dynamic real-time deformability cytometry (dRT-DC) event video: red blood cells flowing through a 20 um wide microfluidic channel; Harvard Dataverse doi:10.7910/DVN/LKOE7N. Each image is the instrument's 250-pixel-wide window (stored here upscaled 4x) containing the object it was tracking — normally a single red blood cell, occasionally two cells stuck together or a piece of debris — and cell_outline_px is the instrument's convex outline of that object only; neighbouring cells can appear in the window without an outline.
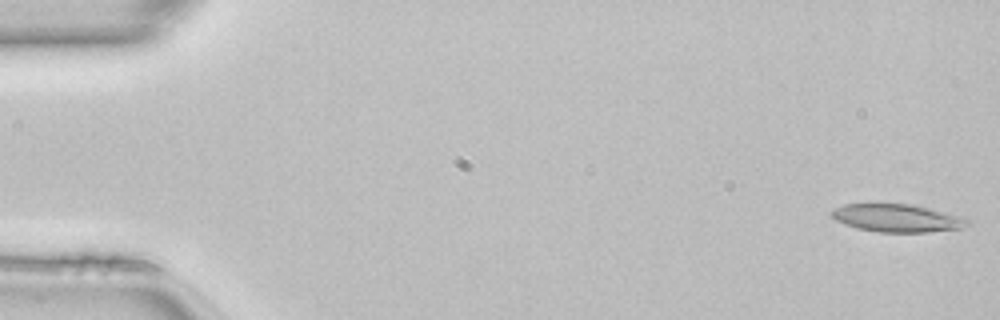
{"species": "common noctule bat (a hibernating species)", "species_latin": "Nyctalus noctula", "temperature_condition": "room temperature", "stored_images_in_passage": 49, "camera_frame_rate_fps": 3000, "um_per_image_px": 0.085, "animal": {"sex": "female", "body_mass_g": 22.7, "forearm_length_mm": 54.2}, "frame": {"image": 1, "passage_image": 1, "time_ms": 0.0, "image_size_px": [1000, 320], "cell_outline_px": [[972, 224], [960, 228], [928, 232], [880, 232], [860, 228], [844, 224], [836, 220], [832, 216], [832, 212], [836, 208], [844, 204], [868, 200], [912, 204], [932, 208], [960, 216], [968, 220]], "centroid_in_image_um": [76.22, 18.47], "position_along_channel_um": 8.8, "area_um2": 22.83}}
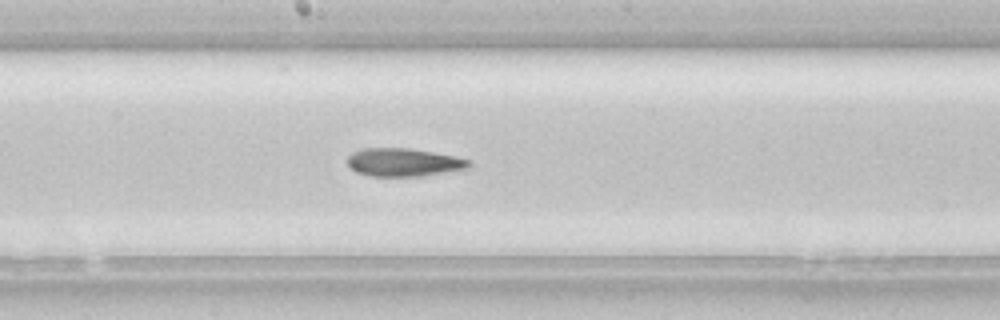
{"frame": {"image": 2, "passage_image": 26, "time_ms": 8.333, "image_size_px": [1000, 320], "cell_outline_px": [[472, 164], [468, 168], [420, 176], [372, 176], [356, 172], [348, 164], [348, 156], [352, 152], [364, 148], [408, 148], [456, 156], [472, 160]], "centroid_in_image_um": [34.33, 13.79], "position_along_channel_um": 213.9, "area_um2": 19.83}}
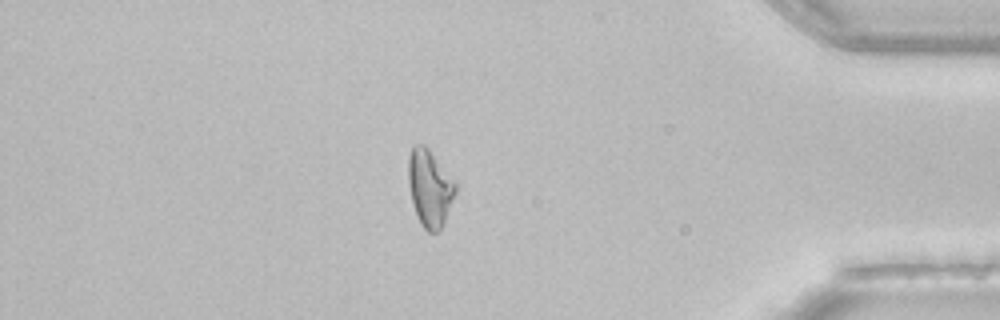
{"frame": {"image": 3, "passage_image": 42, "time_ms": 13.667, "image_size_px": [1000, 320], "cell_outline_px": [[456, 192], [444, 220], [440, 228], [436, 232], [428, 232], [420, 224], [416, 216], [412, 204], [408, 184], [408, 156], [412, 148], [416, 144], [424, 144], [428, 148], [456, 180]], "centroid_in_image_um": [36.51, 15.96], "position_along_channel_um": 398.7, "area_um2": 21.27}, "authors_computed_cell_mechanics": {"area_um2": 21.2704, "velocity_mm_per_s": 4.1522, "shape_relaxation_time_tau1_ms": 10.7028, "shape_relaxation_time_tau2_ms": 4.5681, "deformation_change_tau1": 0.21, "deformation_change_tau2": 0.1395}}